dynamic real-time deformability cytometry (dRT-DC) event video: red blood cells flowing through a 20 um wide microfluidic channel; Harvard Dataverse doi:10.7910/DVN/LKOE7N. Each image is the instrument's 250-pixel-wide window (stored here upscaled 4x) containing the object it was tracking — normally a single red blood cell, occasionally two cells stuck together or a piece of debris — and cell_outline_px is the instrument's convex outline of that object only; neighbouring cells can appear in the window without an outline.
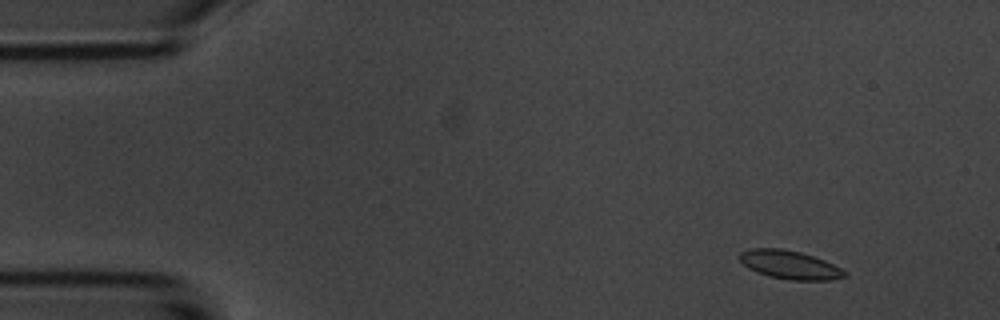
{"species": "common noctule bat (a hibernating species)", "species_latin": "Nyctalus noctula", "temperature_condition": "room temperature", "stored_images_in_passage": 5, "camera_frame_rate_fps": 3000, "um_per_image_px": 0.085, "animal": {"sex": "male", "body_mass_g": 20.1, "forearm_length_mm": 53.5}, "frame": {"image": 1, "passage_image": 1, "time_ms": 0.0, "image_size_px": [1000, 320], "cell_outline_px": [[848, 276], [828, 280], [788, 280], [768, 276], [756, 272], [748, 268], [740, 260], [740, 252], [752, 248], [780, 248], [800, 252], [824, 260], [848, 272]], "centroid_in_image_um": [67.13, 22.51], "position_along_channel_um": 17.9, "area_um2": 17.4}}
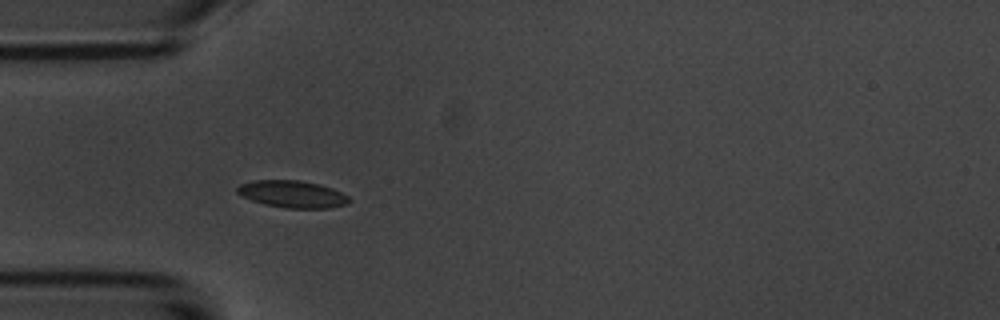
{"frame": {"image": 2, "passage_image": 4, "time_ms": 3.667, "image_size_px": [1000, 320], "cell_outline_px": [[352, 200], [348, 204], [328, 208], [284, 208], [264, 204], [240, 196], [236, 192], [236, 188], [240, 184], [252, 180], [300, 180], [320, 184], [332, 188], [348, 196]], "centroid_in_image_um": [24.84, 16.5], "position_along_channel_um": 60.2, "area_um2": 17.86}}
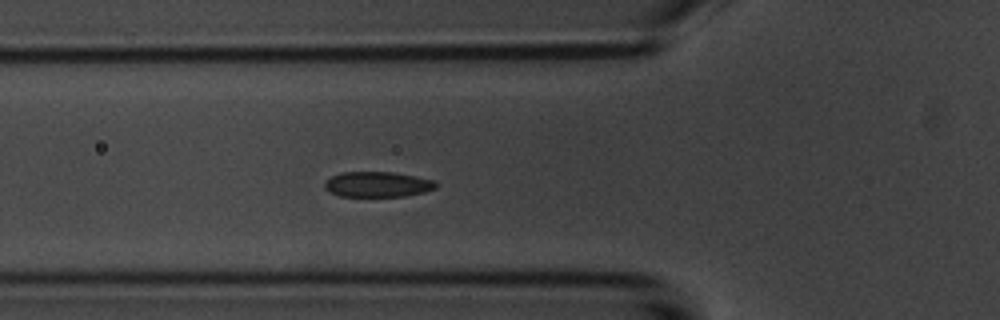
{"frame": {"image": 3, "passage_image": 5, "time_ms": 4.667, "image_size_px": [1000, 320], "cell_outline_px": [[440, 184], [436, 188], [424, 192], [404, 196], [340, 196], [328, 192], [324, 188], [324, 184], [332, 176], [340, 172], [392, 172], [416, 176], [436, 180]], "centroid_in_image_um": [32.13, 15.67], "position_along_channel_um": 93.7, "area_um2": 16.59}}